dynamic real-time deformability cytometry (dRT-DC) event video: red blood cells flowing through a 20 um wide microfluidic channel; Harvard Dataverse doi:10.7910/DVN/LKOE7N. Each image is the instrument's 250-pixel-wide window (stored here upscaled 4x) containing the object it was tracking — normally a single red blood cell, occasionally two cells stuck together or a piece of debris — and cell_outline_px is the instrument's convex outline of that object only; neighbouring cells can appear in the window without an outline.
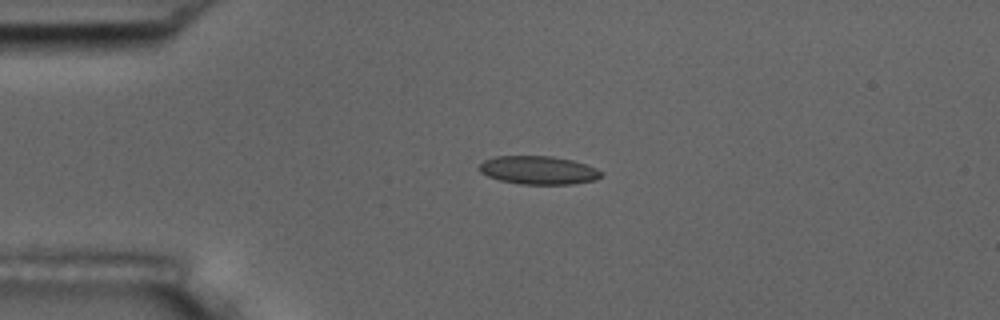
{"species": "common noctule bat (a hibernating species)", "species_latin": "Nyctalus noctula", "temperature_condition": "room temperature", "stored_images_in_passage": 5, "camera_frame_rate_fps": 3000, "um_per_image_px": 0.085, "animal": {"sex": "male", "body_mass_g": 17.5, "forearm_length_mm": 52.3}, "frame": {"image": 1, "passage_image": 3, "time_ms": 2.333, "image_size_px": [1000, 320], "cell_outline_px": [[604, 172], [596, 180], [572, 184], [520, 184], [500, 180], [488, 176], [480, 172], [480, 164], [484, 160], [496, 156], [552, 156], [572, 160], [596, 168]], "centroid_in_image_um": [45.78, 14.46], "position_along_channel_um": 39.2, "area_um2": 20.06}}